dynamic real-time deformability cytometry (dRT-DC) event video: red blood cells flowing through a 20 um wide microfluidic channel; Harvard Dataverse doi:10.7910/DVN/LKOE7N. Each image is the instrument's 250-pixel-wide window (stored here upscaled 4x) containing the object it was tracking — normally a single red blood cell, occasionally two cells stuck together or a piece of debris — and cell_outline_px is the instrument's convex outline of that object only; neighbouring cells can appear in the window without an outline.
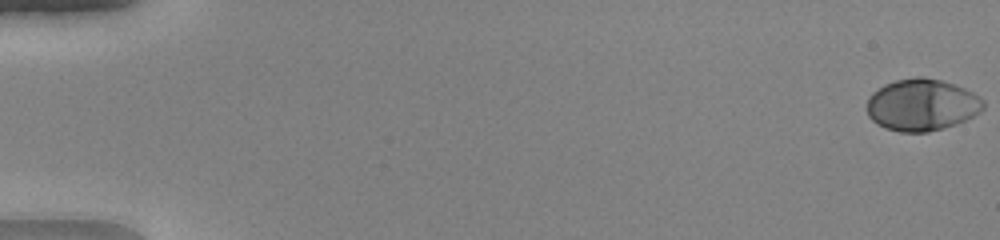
{"species": "human", "species_latin": "Homo sapiens", "temperature_condition": "warm", "stored_images_in_passage": 51, "camera_frame_rate_fps": 3000, "um_per_image_px": 0.085, "donor": {"sex": "female"}, "frame": {"image": 1, "passage_image": 1, "time_ms": 0.0, "image_size_px": [1000, 240], "cell_outline_px": [[984, 108], [980, 112], [956, 124], [944, 128], [928, 132], [900, 132], [884, 128], [876, 124], [868, 116], [868, 96], [872, 92], [884, 84], [896, 80], [916, 76], [924, 76], [940, 80], [964, 88], [980, 96], [984, 100]], "centroid_in_image_um": [78.34, 8.91], "position_along_channel_um": 6.7, "area_um2": 35.37}}
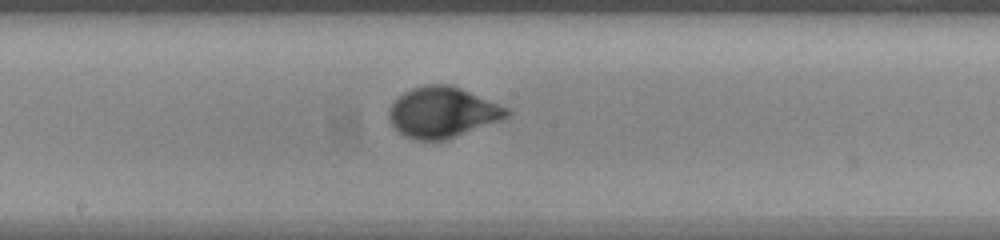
{"frame": {"image": 2, "passage_image": 29, "time_ms": 9.333, "image_size_px": [1000, 240], "cell_outline_px": [[512, 112], [504, 120], [448, 140], [416, 140], [404, 136], [388, 120], [388, 108], [404, 92], [412, 88], [428, 84], [452, 84], [508, 108]], "centroid_in_image_um": [37.64, 9.56], "position_along_channel_um": 210.6, "area_um2": 35.14}}
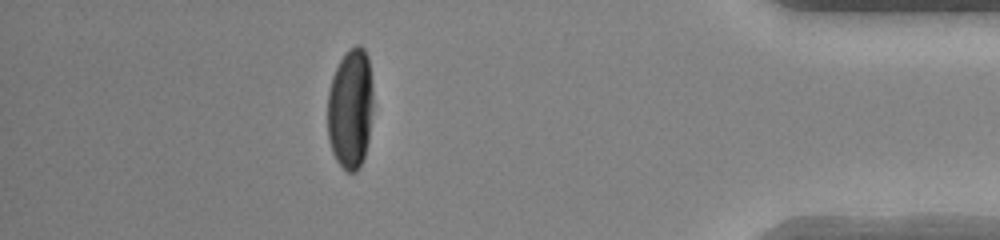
{"frame": {"image": 3, "passage_image": 46, "time_ms": 15.0, "image_size_px": [1000, 240], "cell_outline_px": [[372, 108], [368, 140], [364, 160], [360, 168], [356, 172], [348, 172], [336, 160], [332, 152], [328, 140], [328, 92], [332, 76], [340, 60], [348, 48], [356, 44], [360, 44], [364, 48], [368, 56], [372, 84]], "centroid_in_image_um": [29.79, 9.23], "position_along_channel_um": 405.4, "area_um2": 32.37}, "authors_computed_cell_mechanics": {"area_um2": 33.7552, "velocity_mm_per_s": 4.1352, "shape_relaxation_time_tau1_ms": 2.4313, "shape_relaxation_time_tau2_ms": null, "deformation_change_tau1": 0.1972, "deformation_change_tau2": null}}